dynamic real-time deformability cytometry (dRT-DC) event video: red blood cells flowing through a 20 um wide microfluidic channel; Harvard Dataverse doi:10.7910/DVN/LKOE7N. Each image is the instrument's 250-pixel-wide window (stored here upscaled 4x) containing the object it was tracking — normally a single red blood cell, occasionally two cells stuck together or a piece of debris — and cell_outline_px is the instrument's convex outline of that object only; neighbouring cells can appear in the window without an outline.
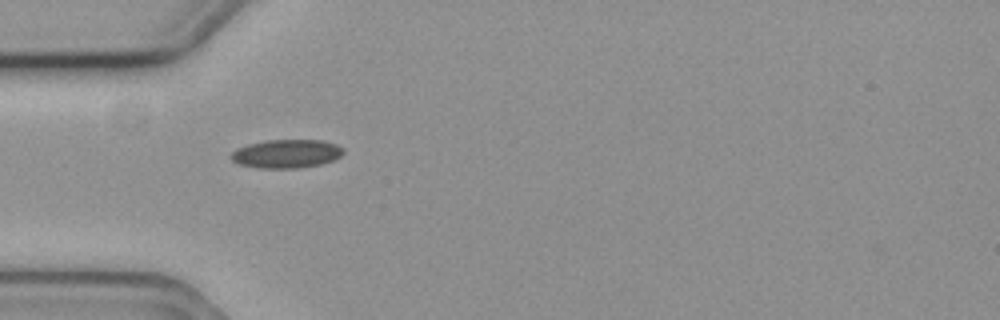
{"species": "common noctule bat (a hibernating species)", "species_latin": "Nyctalus noctula", "temperature_condition": "cold", "stored_images_in_passage": 2, "camera_frame_rate_fps": 3000, "um_per_image_px": 0.085, "animal": {"sex": "female", "body_mass_g": 19.3, "forearm_length_mm": 54.1}, "frame": {"image": 1, "passage_image": 1, "time_ms": 0.0, "image_size_px": [1000, 320], "cell_outline_px": [[344, 152], [340, 156], [332, 160], [320, 164], [300, 168], [256, 168], [240, 164], [232, 160], [232, 152], [236, 148], [248, 144], [264, 140], [324, 140], [336, 144], [344, 148]], "centroid_in_image_um": [24.36, 13.06], "position_along_channel_um": 60.6, "area_um2": 18.73}}
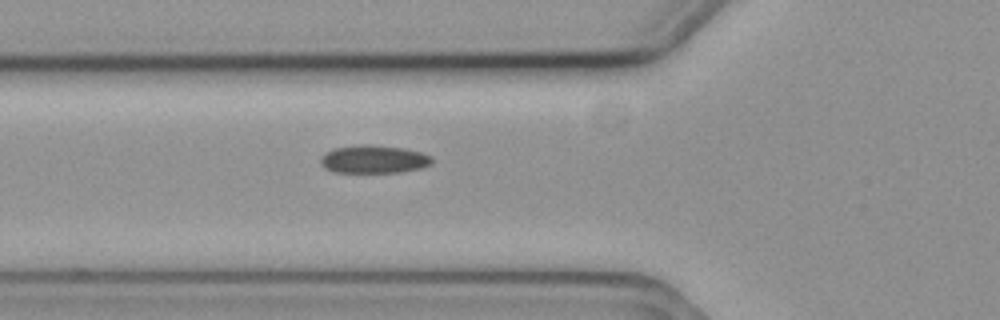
{"frame": {"image": 2, "passage_image": 2, "time_ms": 0.333, "image_size_px": [1000, 320], "cell_outline_px": [[432, 164], [420, 168], [400, 172], [336, 172], [324, 168], [320, 164], [320, 156], [324, 152], [332, 148], [360, 144], [368, 144], [404, 148], [420, 152], [432, 156]], "centroid_in_image_um": [31.73, 13.52], "position_along_channel_um": 94.1, "area_um2": 18.38}}